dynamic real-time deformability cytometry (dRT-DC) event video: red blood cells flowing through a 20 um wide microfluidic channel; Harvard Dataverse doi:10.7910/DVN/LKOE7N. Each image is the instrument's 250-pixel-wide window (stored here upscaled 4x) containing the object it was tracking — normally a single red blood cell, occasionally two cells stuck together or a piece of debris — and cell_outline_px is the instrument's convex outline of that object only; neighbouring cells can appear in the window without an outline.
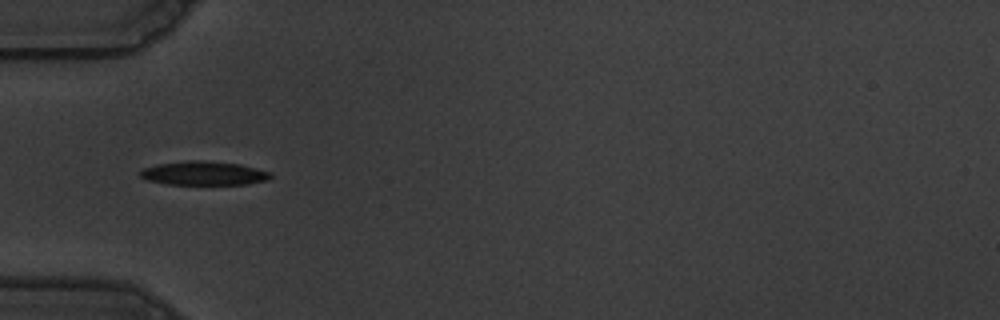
{"species": "common noctule bat (a hibernating species)", "species_latin": "Nyctalus noctula", "temperature_condition": "warm", "stored_images_in_passage": 24, "camera_frame_rate_fps": 3000, "um_per_image_px": 0.085, "animal": {"sex": "male", "body_mass_g": 19.5, "forearm_length_mm": 54.6}, "frame": {"image": 1, "passage_image": 1, "time_ms": 0.0, "image_size_px": [1000, 320], "cell_outline_px": [[272, 176], [264, 180], [248, 184], [164, 184], [148, 180], [140, 176], [140, 172], [144, 168], [156, 164], [188, 160], [204, 160], [240, 164], [272, 172]], "centroid_in_image_um": [17.31, 14.71], "position_along_channel_um": 67.7, "area_um2": 18.09}}